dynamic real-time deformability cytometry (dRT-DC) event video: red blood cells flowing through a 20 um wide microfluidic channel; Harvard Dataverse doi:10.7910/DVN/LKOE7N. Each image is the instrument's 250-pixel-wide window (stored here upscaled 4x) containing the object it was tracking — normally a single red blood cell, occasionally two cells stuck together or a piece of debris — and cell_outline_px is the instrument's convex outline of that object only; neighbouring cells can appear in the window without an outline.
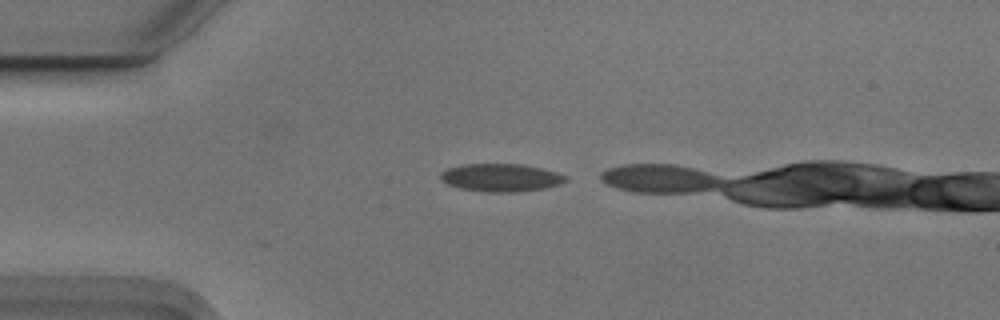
{"species": "Egyptian fruit bat (a non-hibernating species)", "species_latin": "Rousettus aegyptiacus", "temperature_condition": "cold", "stored_images_in_passage": 4, "camera_frame_rate_fps": 3000, "um_per_image_px": 0.085, "animal": {"sex": "male"}, "frame": {"image": 1, "passage_image": 1, "time_ms": 0.0, "image_size_px": [1000, 320], "cell_outline_px": [[568, 180], [560, 184], [544, 188], [512, 192], [488, 192], [460, 188], [448, 184], [440, 180], [440, 172], [448, 168], [464, 164], [524, 164], [556, 172], [568, 176]], "centroid_in_image_um": [42.57, 15.09], "position_along_channel_um": 42.4, "area_um2": 20.29}}